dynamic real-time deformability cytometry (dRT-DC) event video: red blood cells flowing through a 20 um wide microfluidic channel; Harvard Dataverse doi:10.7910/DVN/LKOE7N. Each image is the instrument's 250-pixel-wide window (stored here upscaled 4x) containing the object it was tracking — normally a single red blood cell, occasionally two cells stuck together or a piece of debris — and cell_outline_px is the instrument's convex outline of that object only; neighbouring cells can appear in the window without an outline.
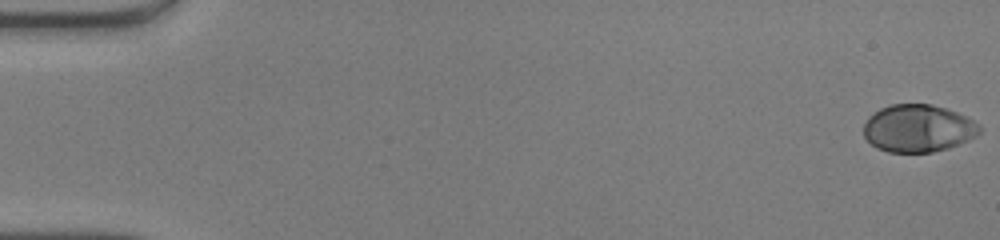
{"species": "human", "species_latin": "Homo sapiens", "temperature_condition": "warm", "stored_images_in_passage": 50, "camera_frame_rate_fps": 3000, "um_per_image_px": 0.085, "donor": {"sex": "male"}, "frame": {"image": 1, "passage_image": 1, "time_ms": 0.0, "image_size_px": [1000, 240], "cell_outline_px": [[980, 132], [976, 136], [968, 140], [948, 148], [932, 152], [888, 152], [876, 148], [864, 136], [864, 124], [868, 116], [880, 108], [888, 104], [932, 104], [956, 112], [980, 124]], "centroid_in_image_um": [78.01, 10.9], "position_along_channel_um": 7.0, "area_um2": 32.08}}
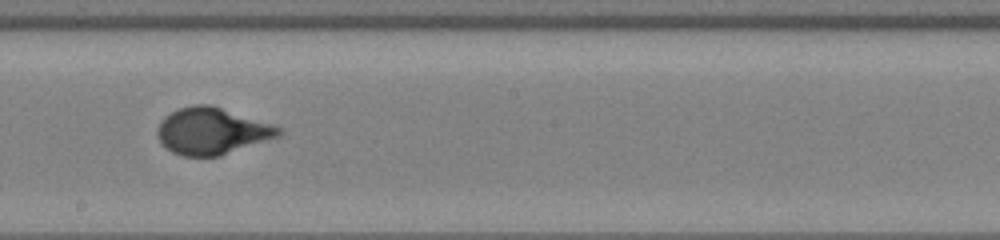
{"frame": {"image": 2, "passage_image": 29, "time_ms": 9.333, "image_size_px": [1000, 240], "cell_outline_px": [[284, 132], [280, 136], [220, 156], [184, 156], [172, 152], [160, 144], [156, 132], [160, 120], [164, 116], [180, 108], [192, 104], [208, 104], [272, 124], [284, 128]], "centroid_in_image_um": [18.0, 11.15], "position_along_channel_um": 230.2, "area_um2": 33.06}}
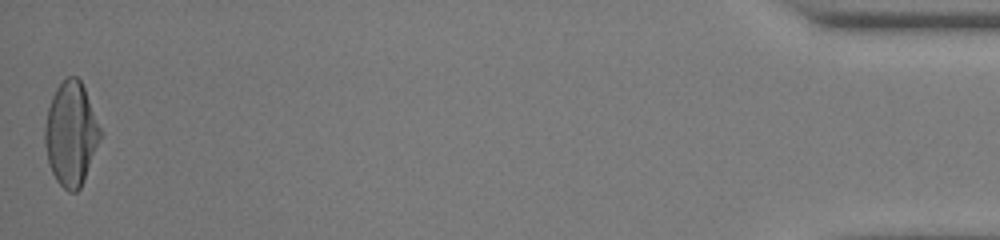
{"frame": {"image": 3, "passage_image": 50, "time_ms": 16.333, "image_size_px": [1000, 240], "cell_outline_px": [[104, 132], [84, 180], [80, 188], [76, 192], [68, 192], [56, 180], [48, 164], [44, 144], [44, 128], [48, 108], [52, 96], [56, 88], [68, 76], [76, 76], [80, 80], [84, 88]], "centroid_in_image_um": [6.05, 11.39], "position_along_channel_um": 429.2, "area_um2": 33.87}, "authors_computed_cell_mechanics": {"area_um2": 32.1946, "velocity_mm_per_s": 4.1796, "shape_relaxation_time_tau1_ms": 4.2249, "shape_relaxation_time_tau2_ms": null, "deformation_change_tau1": 0.2548, "deformation_change_tau2": null}}